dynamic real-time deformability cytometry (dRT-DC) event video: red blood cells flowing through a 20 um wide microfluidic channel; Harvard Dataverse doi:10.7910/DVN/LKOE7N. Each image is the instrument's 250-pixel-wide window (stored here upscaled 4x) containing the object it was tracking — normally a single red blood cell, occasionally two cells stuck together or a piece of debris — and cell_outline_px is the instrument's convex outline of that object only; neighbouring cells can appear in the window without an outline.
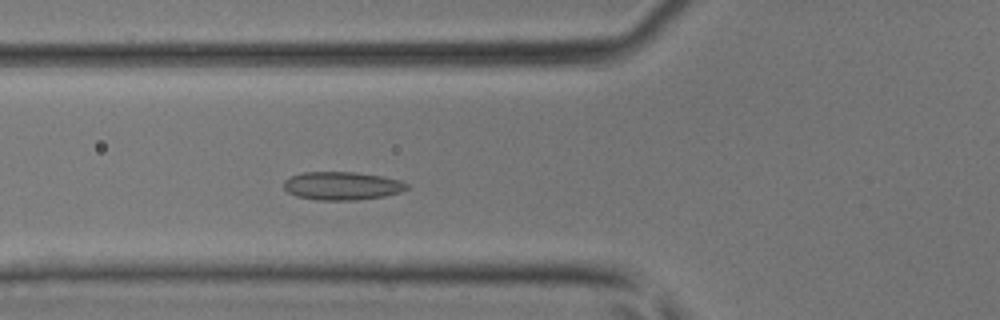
{"species": "common noctule bat (a hibernating species)", "species_latin": "Nyctalus noctula", "temperature_condition": "room temperature", "stored_images_in_passage": 8, "camera_frame_rate_fps": 3000, "um_per_image_px": 0.085, "animal": {"sex": "male", "body_mass_g": 17.9, "forearm_length_mm": 54.2}, "frame": {"image": 1, "passage_image": 5, "time_ms": 1.333, "image_size_px": [1000, 320], "cell_outline_px": [[408, 188], [400, 192], [384, 196], [356, 200], [320, 200], [296, 196], [288, 192], [284, 188], [284, 180], [292, 176], [304, 172], [356, 172], [380, 176], [400, 180], [408, 184]], "centroid_in_image_um": [29.07, 15.79], "position_along_channel_um": 96.7, "area_um2": 20.11}}